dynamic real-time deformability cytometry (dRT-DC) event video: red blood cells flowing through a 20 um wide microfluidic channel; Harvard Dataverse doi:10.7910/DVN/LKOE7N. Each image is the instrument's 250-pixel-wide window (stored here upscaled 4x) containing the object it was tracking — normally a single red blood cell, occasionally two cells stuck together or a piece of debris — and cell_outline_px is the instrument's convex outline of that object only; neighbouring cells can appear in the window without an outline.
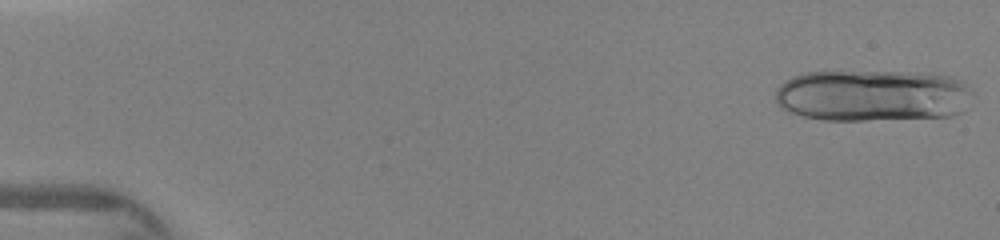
{"species": "human", "species_latin": "Homo sapiens", "temperature_condition": "warm", "stored_images_in_passage": 14, "camera_frame_rate_fps": 3000, "um_per_image_px": 0.085, "donor": {"sex": "female"}, "frame": {"image": 1, "passage_image": 1, "time_ms": 0.0, "image_size_px": [1000, 240], "cell_outline_px": [[972, 92], [960, 112], [952, 116], [864, 120], [824, 120], [804, 116], [788, 112], [780, 108], [776, 100], [776, 88], [780, 84], [792, 76], [804, 72], [840, 68], [932, 72], [964, 80]], "centroid_in_image_um": [74.11, 8.04], "position_along_channel_um": 10.9, "area_um2": 61.61}}